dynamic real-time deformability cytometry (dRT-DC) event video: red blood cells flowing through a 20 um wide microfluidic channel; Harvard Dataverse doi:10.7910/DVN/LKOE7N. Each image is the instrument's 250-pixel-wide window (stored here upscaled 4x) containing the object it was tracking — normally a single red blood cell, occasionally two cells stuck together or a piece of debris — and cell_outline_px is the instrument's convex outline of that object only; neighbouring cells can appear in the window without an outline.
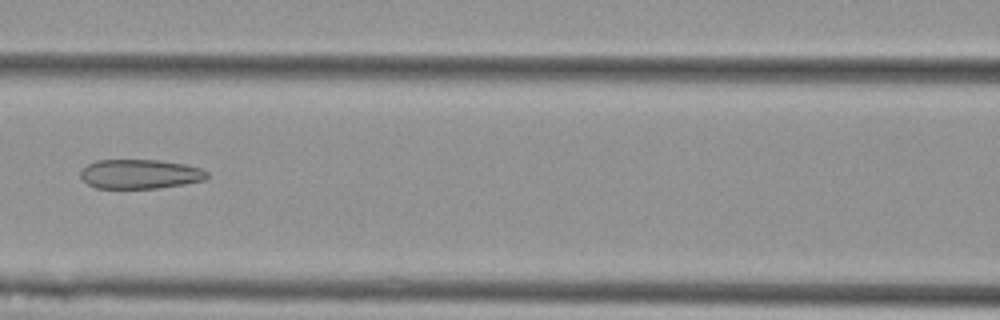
{"species": "Egyptian fruit bat (a non-hibernating species)", "species_latin": "Rousettus aegyptiacus", "temperature_condition": "cold", "stored_images_in_passage": 7, "camera_frame_rate_fps": 3000, "um_per_image_px": 0.085, "animal": {"sex": "female"}, "frame": {"image": 1, "passage_image": 7, "time_ms": 2.0, "image_size_px": [1000, 320], "cell_outline_px": [[208, 176], [204, 180], [184, 184], [156, 188], [96, 188], [88, 184], [80, 176], [80, 172], [88, 164], [96, 160], [160, 160], [184, 164], [200, 168], [208, 172]], "centroid_in_image_um": [11.9, 14.79], "position_along_channel_um": 154.7, "area_um2": 21.56}}